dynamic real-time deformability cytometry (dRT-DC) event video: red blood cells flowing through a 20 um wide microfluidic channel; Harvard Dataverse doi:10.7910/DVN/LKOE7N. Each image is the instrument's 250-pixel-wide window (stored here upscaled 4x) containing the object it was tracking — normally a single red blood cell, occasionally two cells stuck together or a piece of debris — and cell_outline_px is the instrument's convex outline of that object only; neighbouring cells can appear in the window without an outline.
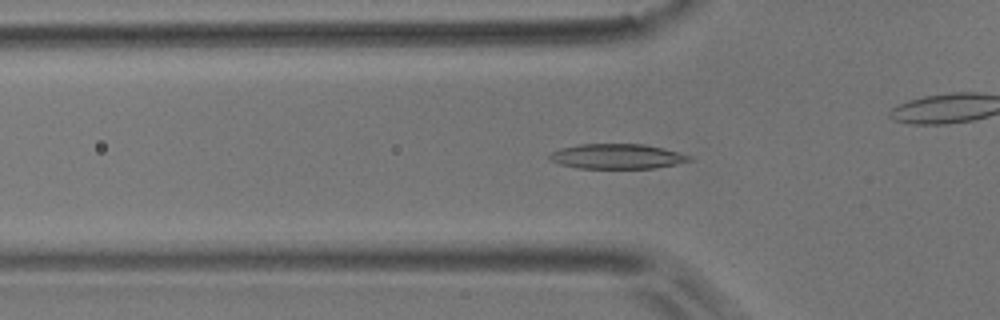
{"species": "common noctule bat (a hibernating species)", "species_latin": "Nyctalus noctula", "temperature_condition": "room temperature", "stored_images_in_passage": 53, "camera_frame_rate_fps": 3000, "um_per_image_px": 0.085, "animal": {"sex": "male", "body_mass_g": 17.9}, "frame": {"image": 1, "passage_image": 16, "time_ms": 5.0, "image_size_px": [1000, 320], "cell_outline_px": [[696, 160], [656, 168], [576, 168], [560, 164], [548, 160], [548, 156], [552, 152], [560, 148], [580, 144], [644, 144], [692, 156]], "centroid_in_image_um": [52.44, 13.3], "position_along_channel_um": 73.4, "area_um2": 20.35}}
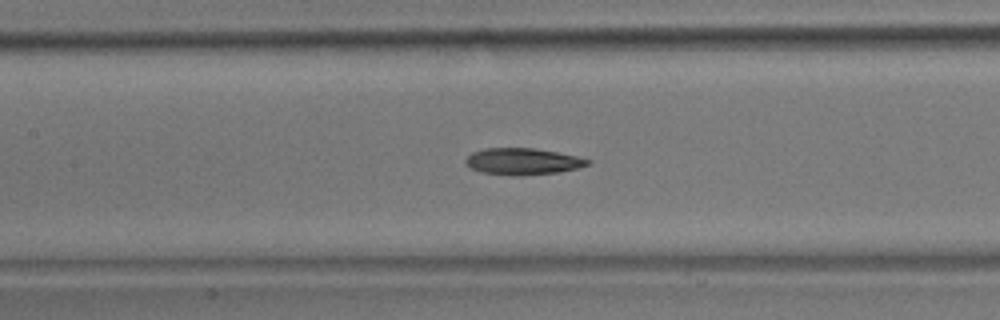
{"frame": {"image": 2, "passage_image": 23, "time_ms": 7.333, "image_size_px": [1000, 320], "cell_outline_px": [[592, 160], [588, 164], [576, 168], [556, 172], [520, 176], [512, 176], [480, 172], [472, 168], [464, 160], [472, 152], [484, 148], [536, 148], [576, 156]], "centroid_in_image_um": [44.4, 13.72], "position_along_channel_um": 163.0, "area_um2": 18.79}, "authors_computed_cell_mechanics": {"area_um2": 19.074, "velocity_mm_per_s": 3.8057, "shape_relaxation_time_tau1_ms": 7.4221, "shape_relaxation_time_tau2_ms": 3.8794, "deformation_change_tau1": 0.1759, "deformation_change_tau2": 0.1139}}